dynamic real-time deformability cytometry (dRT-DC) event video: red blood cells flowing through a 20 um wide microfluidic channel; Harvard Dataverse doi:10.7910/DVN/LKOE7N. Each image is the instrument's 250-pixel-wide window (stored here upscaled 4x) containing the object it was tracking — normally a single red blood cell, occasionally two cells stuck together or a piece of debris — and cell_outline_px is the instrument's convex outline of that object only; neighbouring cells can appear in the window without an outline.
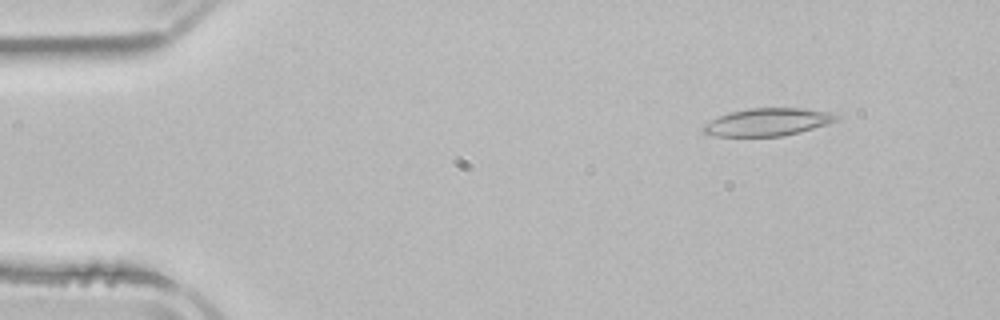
{"species": "common noctule bat (a hibernating species)", "species_latin": "Nyctalus noctula", "temperature_condition": "room temperature", "stored_images_in_passage": 3, "camera_frame_rate_fps": 3000, "um_per_image_px": 0.085, "animal": {"sex": "male", "body_mass_g": 21.5, "forearm_length_mm": 52.0}, "frame": {"image": 1, "passage_image": 1, "time_ms": 0.0, "image_size_px": [1000, 320], "cell_outline_px": [[840, 116], [836, 120], [828, 124], [800, 132], [784, 136], [716, 136], [704, 132], [700, 128], [704, 124], [728, 112], [748, 108], [800, 108], [828, 112]], "centroid_in_image_um": [65.24, 10.37], "position_along_channel_um": 19.8, "area_um2": 21.33}}